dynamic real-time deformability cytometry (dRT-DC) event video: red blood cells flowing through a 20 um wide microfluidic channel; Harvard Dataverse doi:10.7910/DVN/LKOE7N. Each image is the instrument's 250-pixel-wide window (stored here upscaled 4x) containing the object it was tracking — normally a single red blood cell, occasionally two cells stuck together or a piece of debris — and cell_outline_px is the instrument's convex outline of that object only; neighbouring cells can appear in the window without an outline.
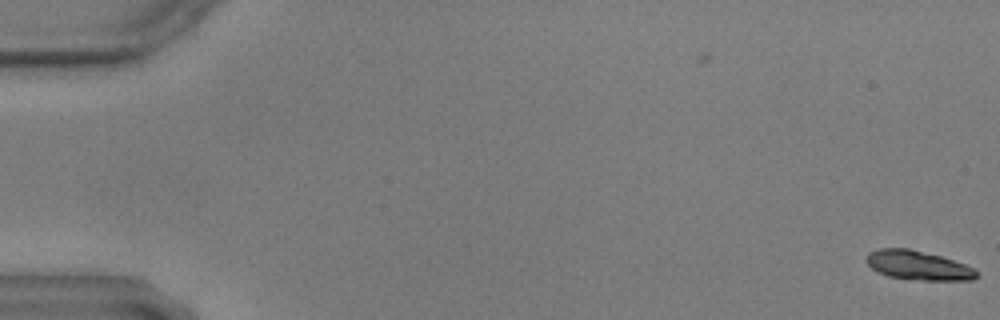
{"species": "common noctule bat (a hibernating species)", "species_latin": "Nyctalus noctula", "temperature_condition": "warm", "stored_images_in_passage": 5, "camera_frame_rate_fps": 3000, "um_per_image_px": 0.085, "animal": {"sex": "male", "body_mass_g": 17.9, "forearm_length_mm": 54.2}, "frame": {"image": 1, "passage_image": 5, "time_ms": 1.333, "image_size_px": [1000, 320], "cell_outline_px": [[976, 276], [972, 280], [924, 280], [888, 276], [872, 268], [864, 260], [864, 256], [868, 252], [880, 248], [908, 248], [940, 256], [964, 264], [972, 268], [976, 272]], "centroid_in_image_um": [77.97, 22.54], "position_along_channel_um": 7.0, "area_um2": 18.44}}